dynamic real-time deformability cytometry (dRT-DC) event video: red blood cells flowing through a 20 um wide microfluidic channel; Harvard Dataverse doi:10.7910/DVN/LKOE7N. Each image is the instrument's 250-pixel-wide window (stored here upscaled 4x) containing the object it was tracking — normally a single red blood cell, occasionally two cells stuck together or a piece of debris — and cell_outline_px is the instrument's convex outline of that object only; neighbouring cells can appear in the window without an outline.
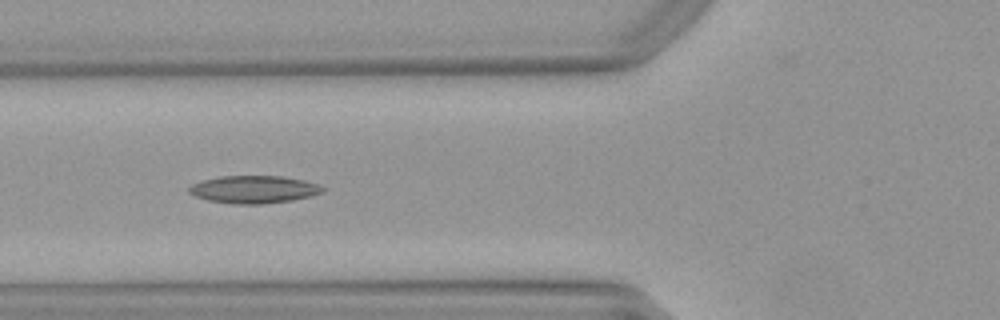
{"species": "Egyptian fruit bat (a non-hibernating species)", "species_latin": "Rousettus aegyptiacus", "temperature_condition": "warm", "stored_images_in_passage": 31, "camera_frame_rate_fps": 3000, "um_per_image_px": 0.085, "animal": {"sex": "female"}, "frame": {"image": 1, "passage_image": 4, "time_ms": 1.0, "image_size_px": [1000, 320], "cell_outline_px": [[324, 192], [292, 200], [260, 204], [236, 204], [208, 200], [196, 196], [188, 192], [188, 188], [192, 184], [204, 180], [220, 176], [284, 176], [304, 180], [316, 184], [324, 188]], "centroid_in_image_um": [21.57, 16.09], "position_along_channel_um": 104.2, "area_um2": 21.27}}
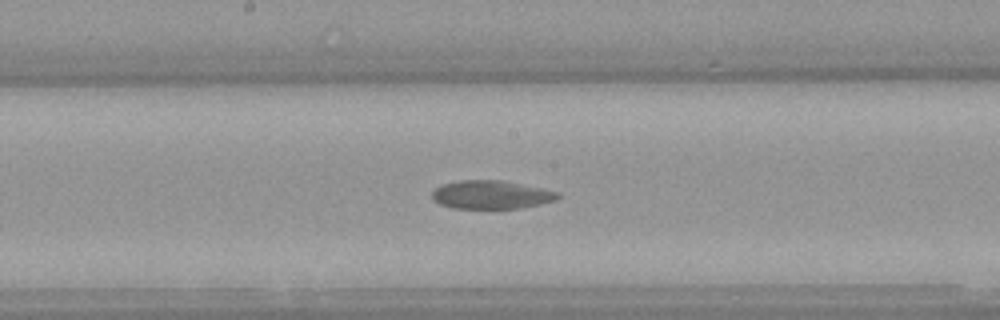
{"frame": {"image": 2, "passage_image": 12, "time_ms": 3.667, "image_size_px": [1000, 320], "cell_outline_px": [[560, 196], [556, 200], [540, 204], [520, 208], [452, 208], [440, 204], [432, 200], [432, 192], [440, 184], [456, 180], [504, 180], [560, 192]], "centroid_in_image_um": [41.73, 16.54], "position_along_channel_um": 206.5, "area_um2": 20.98}}
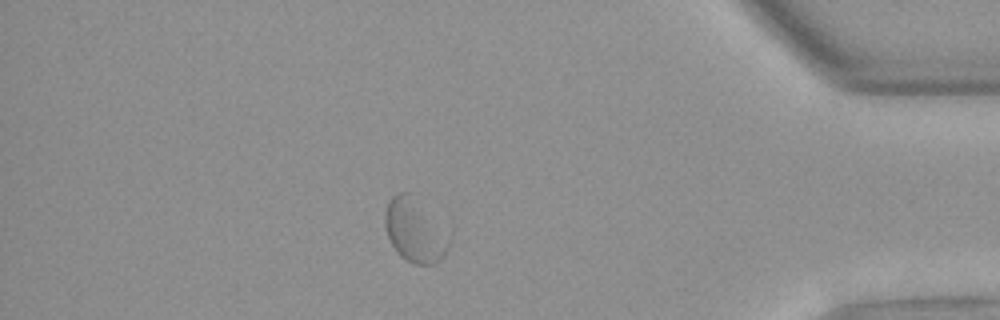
{"frame": {"image": 3, "passage_image": 30, "time_ms": 9.667, "image_size_px": [1000, 320], "cell_outline_px": [[452, 240], [444, 256], [440, 260], [432, 264], [412, 264], [404, 260], [396, 252], [388, 236], [384, 224], [384, 216], [388, 200], [396, 192], [408, 192], [452, 224]], "centroid_in_image_um": [35.4, 19.54], "position_along_channel_um": 399.8, "area_um2": 25.66}}